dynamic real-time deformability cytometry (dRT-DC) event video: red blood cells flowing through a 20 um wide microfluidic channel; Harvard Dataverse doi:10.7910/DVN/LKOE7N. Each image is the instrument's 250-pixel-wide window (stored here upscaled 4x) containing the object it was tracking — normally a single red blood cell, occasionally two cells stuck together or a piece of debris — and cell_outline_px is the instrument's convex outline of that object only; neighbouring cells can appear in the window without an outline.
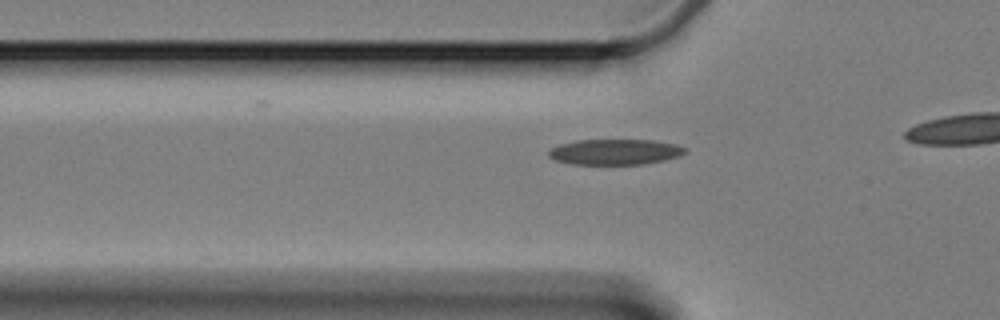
{"species": "Egyptian fruit bat (a non-hibernating species)", "species_latin": "Rousettus aegyptiacus", "temperature_condition": "cold", "stored_images_in_passage": 14, "camera_frame_rate_fps": 3000, "um_per_image_px": 0.085, "animal": {"sex": "female"}, "frame": {"image": 1, "passage_image": 3, "time_ms": 0.667, "image_size_px": [1000, 320], "cell_outline_px": [[688, 148], [684, 152], [676, 156], [664, 160], [644, 164], [572, 164], [556, 160], [548, 156], [548, 148], [560, 144], [576, 140], [652, 140], [676, 144]], "centroid_in_image_um": [52.23, 12.9], "position_along_channel_um": 73.6, "area_um2": 20.29}}
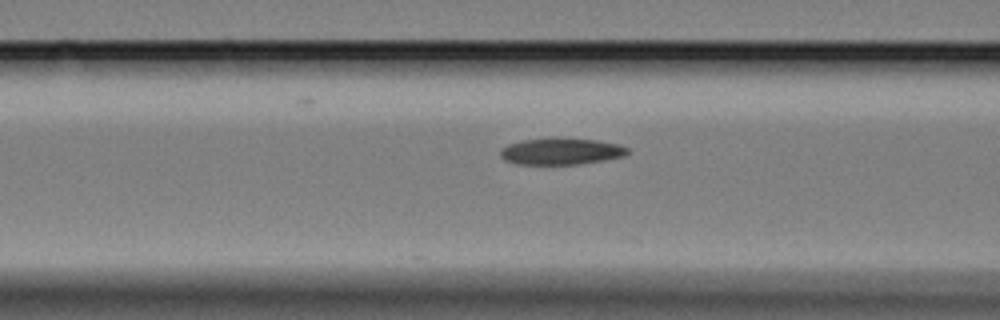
{"frame": {"image": 2, "passage_image": 7, "time_ms": 2.0, "image_size_px": [1000, 320], "cell_outline_px": [[628, 152], [624, 156], [604, 160], [580, 164], [516, 164], [504, 160], [500, 156], [500, 148], [508, 144], [520, 140], [552, 136], [596, 140], [620, 144], [628, 148]], "centroid_in_image_um": [47.65, 12.84], "position_along_channel_um": 119.0, "area_um2": 20.23}}
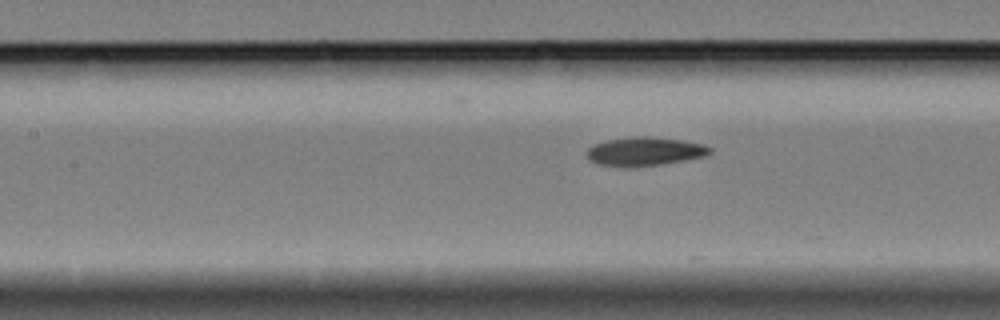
{"frame": {"image": 3, "passage_image": 10, "time_ms": 3.0, "image_size_px": [1000, 320], "cell_outline_px": [[712, 152], [704, 156], [684, 160], [660, 164], [600, 164], [592, 160], [588, 156], [588, 148], [592, 144], [604, 140], [632, 136], [648, 136], [680, 140], [704, 144], [712, 148]], "centroid_in_image_um": [54.85, 12.81], "position_along_channel_um": 152.6, "area_um2": 19.71}}